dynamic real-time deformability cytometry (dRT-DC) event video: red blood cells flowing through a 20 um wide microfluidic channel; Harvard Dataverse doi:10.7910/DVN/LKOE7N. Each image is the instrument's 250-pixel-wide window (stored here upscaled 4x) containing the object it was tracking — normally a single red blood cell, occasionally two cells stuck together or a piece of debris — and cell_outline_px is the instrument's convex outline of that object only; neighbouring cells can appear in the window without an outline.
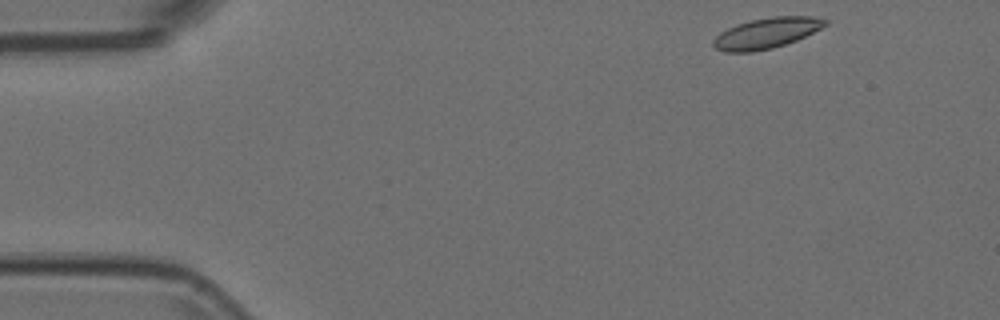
{"species": "Egyptian fruit bat (a non-hibernating species)", "species_latin": "Rousettus aegyptiacus", "temperature_condition": "room temperature", "stored_images_in_passage": 50, "camera_frame_rate_fps": 3000, "um_per_image_px": 0.085, "animal": {"sex": "female"}, "frame": {"image": 1, "passage_image": 1, "time_ms": 0.0, "image_size_px": [1000, 320], "cell_outline_px": [[828, 24], [796, 40], [772, 48], [752, 52], [724, 52], [716, 48], [712, 44], [712, 40], [720, 32], [736, 24], [752, 20], [772, 16], [816, 16], [828, 20]], "centroid_in_image_um": [65.13, 2.81], "position_along_channel_um": 19.9, "area_um2": 19.88}}
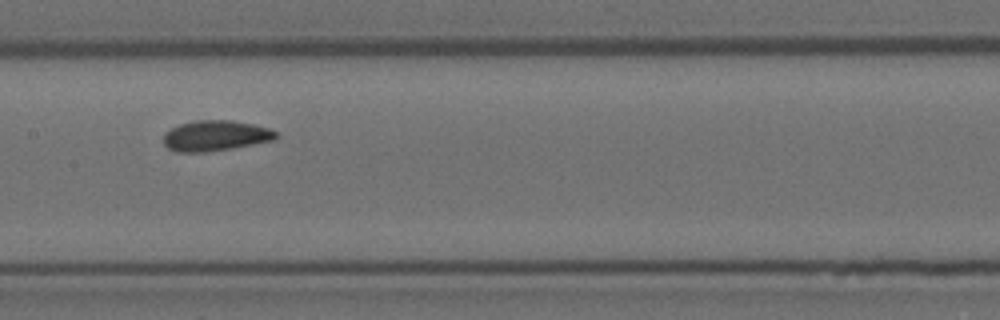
{"frame": {"image": 2, "passage_image": 22, "time_ms": 7.0, "image_size_px": [1000, 320], "cell_outline_px": [[280, 136], [276, 140], [232, 148], [204, 152], [176, 152], [168, 148], [164, 144], [164, 136], [172, 128], [180, 124], [196, 120], [232, 120], [252, 124], [268, 128], [276, 132]], "centroid_in_image_um": [18.35, 11.54], "position_along_channel_um": 189.0, "area_um2": 19.94}}
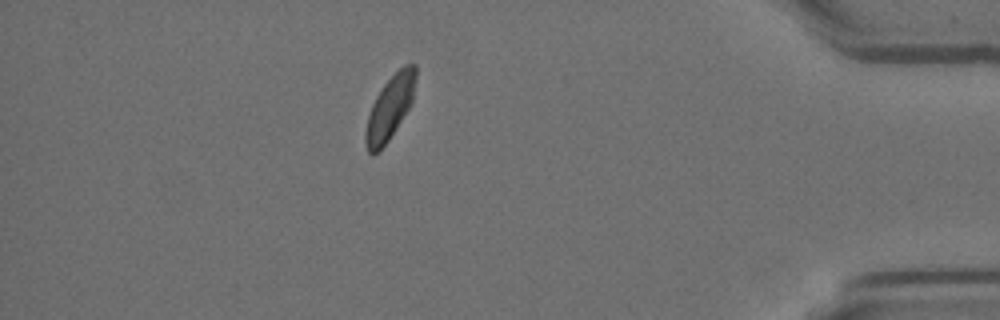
{"frame": {"image": 3, "passage_image": 43, "time_ms": 14.0, "image_size_px": [1000, 320], "cell_outline_px": [[416, 76], [412, 104], [388, 140], [372, 156], [368, 152], [364, 140], [364, 136], [368, 116], [372, 104], [376, 96], [384, 84], [404, 64], [416, 64]], "centroid_in_image_um": [33.14, 9.14], "position_along_channel_um": 402.1, "area_um2": 18.38}}